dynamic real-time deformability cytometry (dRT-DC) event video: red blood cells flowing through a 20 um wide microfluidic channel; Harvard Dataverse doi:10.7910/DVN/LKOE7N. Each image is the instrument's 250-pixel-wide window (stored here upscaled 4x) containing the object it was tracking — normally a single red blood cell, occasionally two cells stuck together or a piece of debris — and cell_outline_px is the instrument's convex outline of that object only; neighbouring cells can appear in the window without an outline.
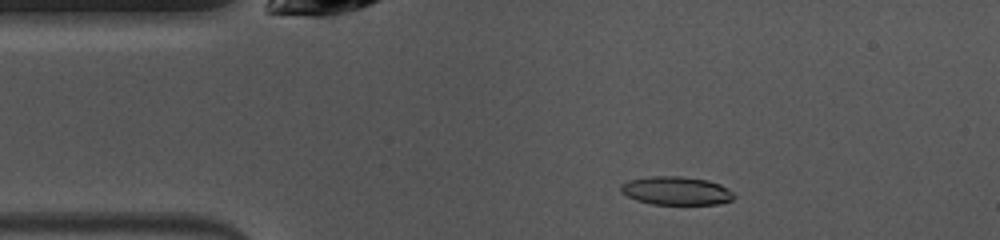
{"species": "common noctule bat (a hibernating species)", "species_latin": "Nyctalus noctula", "temperature_condition": "warm", "stored_images_in_passage": 40, "camera_frame_rate_fps": 3000, "um_per_image_px": 0.085, "animal": {"sex": "female", "body_mass_g": 10.0, "forearm_length_mm": 53.1}, "frame": {"image": 1, "passage_image": 7, "time_ms": 2.0, "image_size_px": [1000, 240], "cell_outline_px": [[736, 196], [732, 200], [716, 204], [652, 204], [636, 200], [620, 192], [620, 184], [628, 180], [648, 176], [680, 176], [708, 180], [720, 184], [728, 188]], "centroid_in_image_um": [57.46, 16.2], "position_along_channel_um": 27.5, "area_um2": 18.84}}
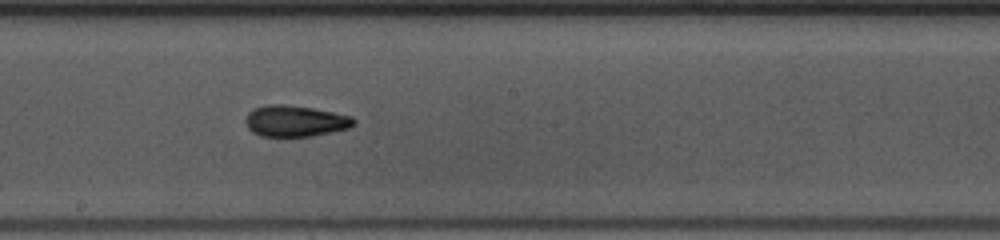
{"frame": {"image": 2, "passage_image": 24, "time_ms": 7.667, "image_size_px": [1000, 240], "cell_outline_px": [[356, 124], [352, 128], [312, 136], [260, 136], [252, 132], [248, 128], [244, 120], [248, 112], [252, 108], [268, 104], [284, 104], [312, 108], [352, 116], [356, 120]], "centroid_in_image_um": [25.1, 10.28], "position_along_channel_um": 223.1, "area_um2": 19.94}}
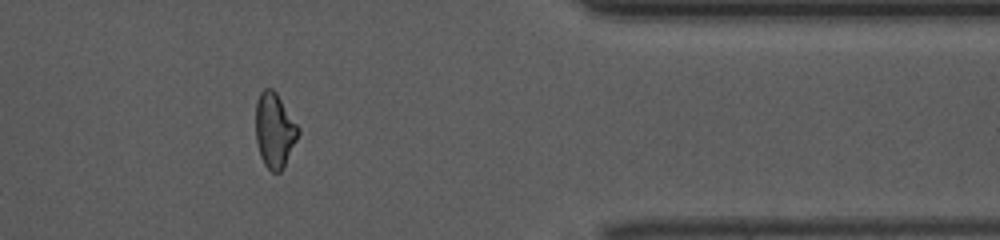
{"frame": {"image": 3, "passage_image": 38, "time_ms": 12.333, "image_size_px": [1000, 240], "cell_outline_px": [[300, 132], [284, 168], [280, 172], [272, 172], [264, 164], [260, 156], [256, 140], [256, 100], [260, 92], [264, 88], [272, 88], [276, 92], [300, 128]], "centroid_in_image_um": [23.34, 11.07], "position_along_channel_um": 388.1, "area_um2": 18.67}, "authors_computed_cell_mechanics": {"area_um2": 18.785, "velocity_mm_per_s": 4.0539, "shape_relaxation_time_tau1_ms": 6.2872, "shape_relaxation_time_tau2_ms": 1.2563, "deformation_change_tau1": 0.2123, "deformation_change_tau2": 0.0853}}